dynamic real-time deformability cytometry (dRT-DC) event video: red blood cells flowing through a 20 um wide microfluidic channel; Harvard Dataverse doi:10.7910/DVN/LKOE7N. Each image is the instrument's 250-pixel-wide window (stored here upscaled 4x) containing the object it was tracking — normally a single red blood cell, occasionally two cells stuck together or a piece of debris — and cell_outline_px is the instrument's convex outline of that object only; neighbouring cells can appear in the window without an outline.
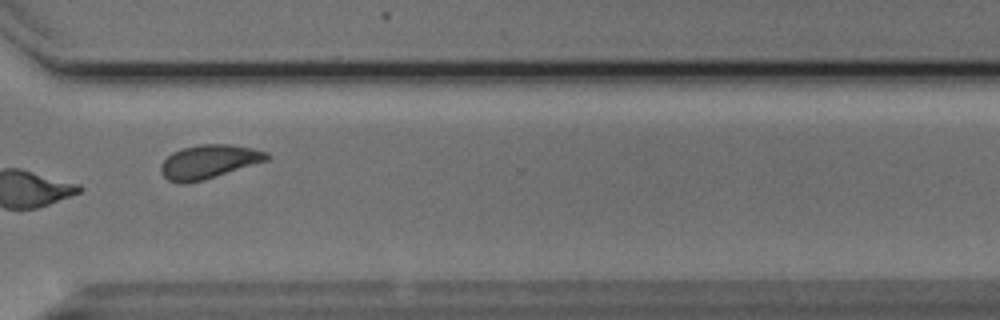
{"species": "Egyptian fruit bat (a non-hibernating species)", "species_latin": "Rousettus aegyptiacus", "temperature_condition": "cold", "stored_images_in_passage": 16, "camera_frame_rate_fps": 3000, "um_per_image_px": 0.085, "animal": {"sex": "male"}, "frame": {"image": 1, "passage_image": 12, "time_ms": 3.667, "image_size_px": [1000, 320], "cell_outline_px": [[272, 156], [268, 160], [204, 180], [184, 184], [180, 184], [168, 180], [160, 172], [160, 164], [172, 152], [184, 148], [200, 144], [232, 144], [252, 148], [268, 152]], "centroid_in_image_um": [17.76, 13.75], "position_along_channel_um": 352.8, "area_um2": 20.98}}
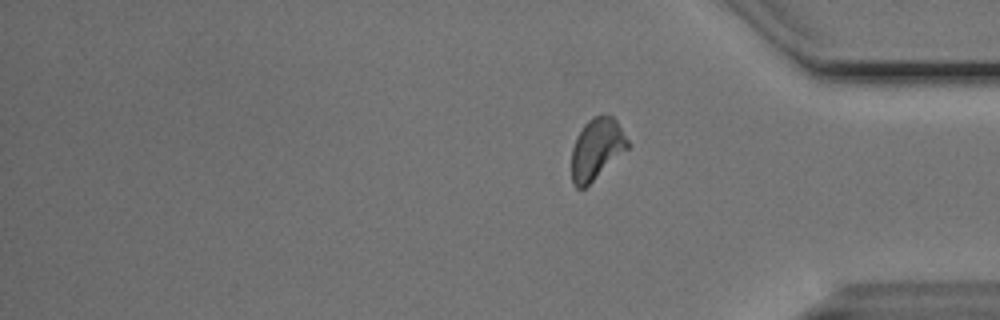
{"frame": {"image": 2, "passage_image": 16, "time_ms": 5.0, "image_size_px": [1000, 320], "cell_outline_px": [[628, 148], [584, 188], [576, 188], [572, 184], [572, 148], [576, 136], [584, 124], [592, 116], [612, 116], [616, 120], [628, 140]], "centroid_in_image_um": [50.68, 12.65], "position_along_channel_um": 384.5, "area_um2": 19.65}}